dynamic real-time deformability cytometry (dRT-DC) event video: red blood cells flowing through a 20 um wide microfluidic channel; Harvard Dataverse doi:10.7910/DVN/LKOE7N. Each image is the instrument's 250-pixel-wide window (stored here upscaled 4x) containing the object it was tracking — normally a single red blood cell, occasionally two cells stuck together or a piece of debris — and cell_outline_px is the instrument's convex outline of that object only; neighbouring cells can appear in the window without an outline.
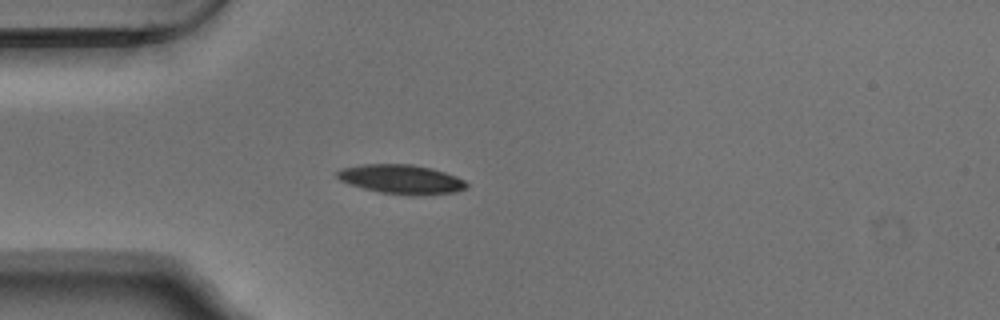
{"species": "Egyptian fruit bat (a non-hibernating species)", "species_latin": "Rousettus aegyptiacus", "temperature_condition": "warm", "stored_images_in_passage": 40, "camera_frame_rate_fps": 3000, "um_per_image_px": 0.085, "animal": {"sex": "male"}, "frame": {"image": 1, "passage_image": 1, "time_ms": 0.0, "image_size_px": [1000, 320], "cell_outline_px": [[468, 184], [464, 188], [456, 192], [420, 196], [408, 196], [380, 192], [364, 188], [340, 180], [336, 176], [336, 172], [340, 168], [364, 164], [412, 164], [432, 168], [456, 176], [464, 180]], "centroid_in_image_um": [34.12, 15.24], "position_along_channel_um": 50.9, "area_um2": 22.14}}
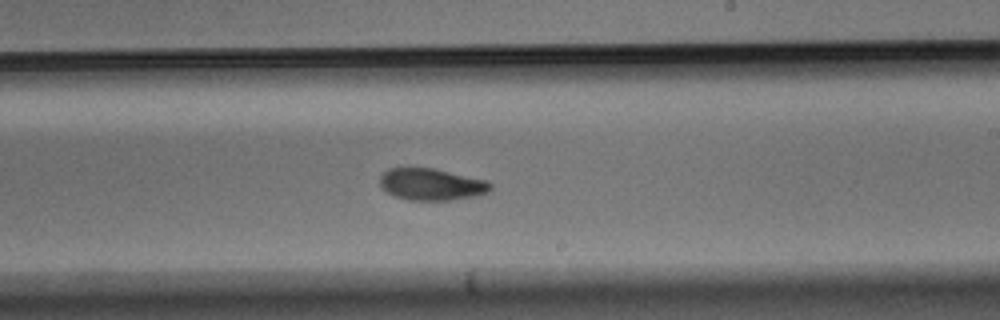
{"frame": {"image": 2, "passage_image": 18, "time_ms": 5.667, "image_size_px": [1000, 320], "cell_outline_px": [[492, 188], [488, 192], [480, 196], [452, 200], [408, 200], [396, 196], [388, 192], [380, 184], [380, 176], [388, 168], [436, 168], [488, 180], [492, 184]], "centroid_in_image_um": [36.75, 15.67], "position_along_channel_um": 252.3, "area_um2": 20.75}}
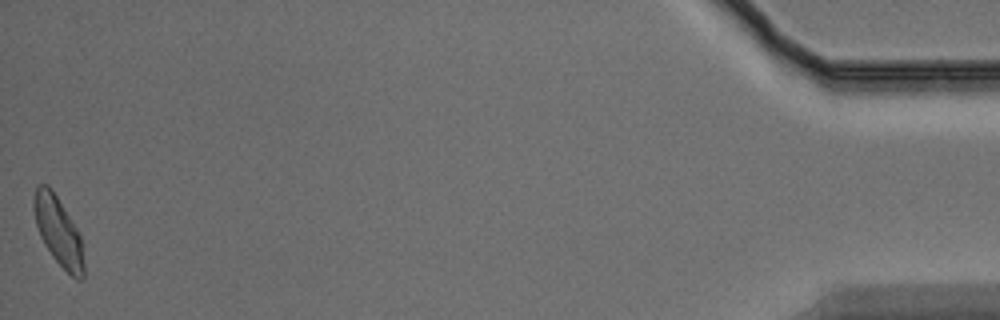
{"frame": {"image": 3, "passage_image": 40, "time_ms": 13.0, "image_size_px": [1000, 320], "cell_outline_px": [[84, 280], [76, 280], [52, 256], [44, 244], [40, 236], [36, 224], [32, 204], [32, 200], [36, 184], [48, 184], [52, 188], [76, 228], [80, 236], [84, 264]], "centroid_in_image_um": [4.93, 19.63], "position_along_channel_um": 430.3, "area_um2": 20.0}, "authors_computed_cell_mechanics": {"area_um2": 20.7502, "velocity_mm_per_s": 3.7254, "shape_relaxation_time_tau1_ms": 4.7587, "shape_relaxation_time_tau2_ms": 3.6092, "deformation_change_tau1": 0.1493, "deformation_change_tau2": 0.0849}}